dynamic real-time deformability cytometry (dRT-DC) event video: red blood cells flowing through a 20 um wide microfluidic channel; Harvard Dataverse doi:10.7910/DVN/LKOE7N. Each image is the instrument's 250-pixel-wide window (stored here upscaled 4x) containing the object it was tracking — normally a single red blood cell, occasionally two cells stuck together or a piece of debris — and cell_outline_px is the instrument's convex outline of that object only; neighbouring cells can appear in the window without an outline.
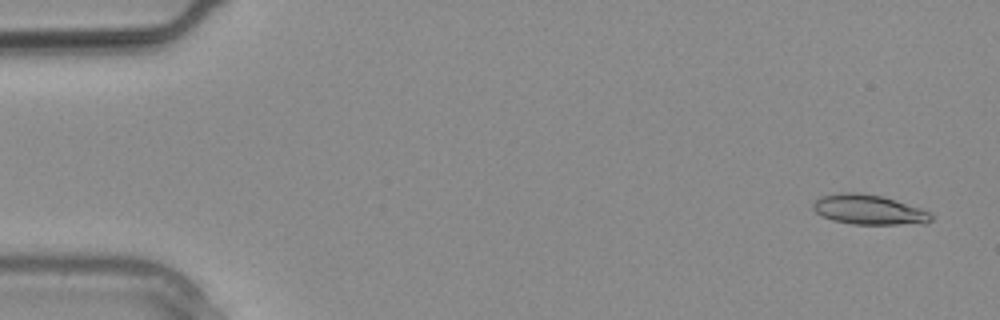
{"species": "common noctule bat (a hibernating species)", "species_latin": "Nyctalus noctula", "temperature_condition": "warm", "stored_images_in_passage": 27, "camera_frame_rate_fps": 3000, "um_per_image_px": 0.085, "animal": {"sex": "male", "body_mass_g": 20.4}, "frame": {"image": 1, "passage_image": 1, "time_ms": 0.0, "image_size_px": [1000, 320], "cell_outline_px": [[932, 220], [924, 224], [852, 224], [832, 220], [816, 212], [812, 208], [812, 204], [820, 196], [840, 192], [852, 192], [884, 196], [920, 208], [928, 212], [932, 216]], "centroid_in_image_um": [73.84, 17.82], "position_along_channel_um": 11.2, "area_um2": 20.52}}
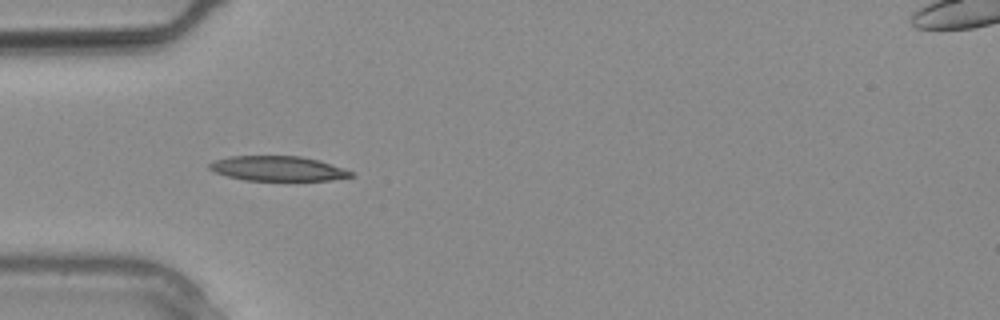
{"frame": {"image": 2, "passage_image": 8, "time_ms": 2.333, "image_size_px": [1000, 320], "cell_outline_px": [[356, 176], [332, 180], [244, 180], [228, 176], [216, 172], [208, 168], [208, 164], [216, 160], [232, 156], [300, 156], [320, 160], [344, 168], [352, 172]], "centroid_in_image_um": [23.66, 14.32], "position_along_channel_um": 61.3, "area_um2": 20.4}}